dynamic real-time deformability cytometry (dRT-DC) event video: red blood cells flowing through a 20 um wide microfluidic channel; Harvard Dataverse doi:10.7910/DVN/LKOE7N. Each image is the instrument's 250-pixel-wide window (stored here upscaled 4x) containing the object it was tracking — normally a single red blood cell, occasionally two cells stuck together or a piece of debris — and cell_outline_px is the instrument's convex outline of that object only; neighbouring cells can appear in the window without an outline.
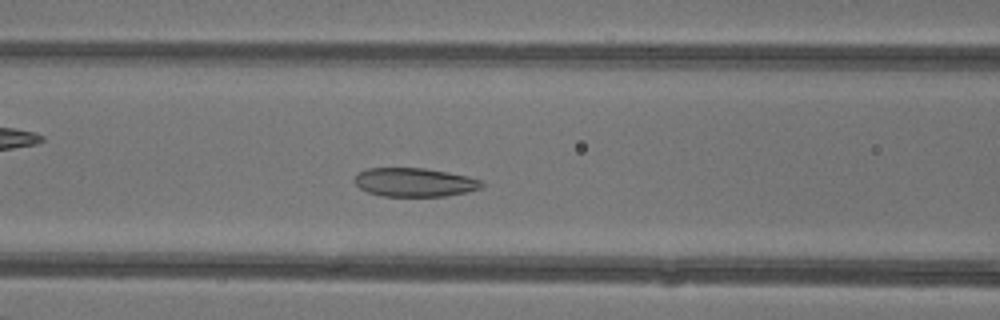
{"species": "common noctule bat (a hibernating species)", "species_latin": "Nyctalus noctula", "temperature_condition": "warm", "stored_images_in_passage": 38, "camera_frame_rate_fps": 3000, "um_per_image_px": 0.085, "animal": {"sex": "female"}, "frame": {"image": 1, "passage_image": 14, "time_ms": 4.333, "image_size_px": [1000, 320], "cell_outline_px": [[484, 184], [480, 188], [464, 192], [444, 196], [384, 196], [368, 192], [360, 188], [352, 180], [360, 172], [368, 168], [424, 168], [448, 172], [468, 176], [484, 180]], "centroid_in_image_um": [35.25, 15.49], "position_along_channel_um": 131.4, "area_um2": 21.21}}
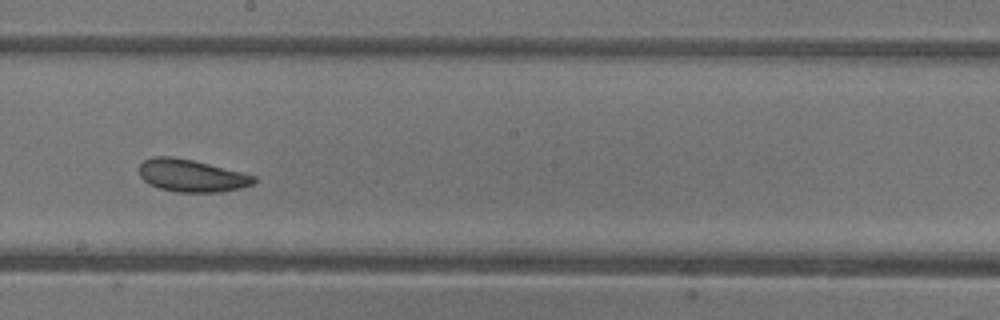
{"frame": {"image": 2, "passage_image": 21, "time_ms": 6.667, "image_size_px": [1000, 320], "cell_outline_px": [[256, 180], [252, 184], [240, 188], [220, 192], [176, 192], [160, 188], [148, 184], [140, 176], [140, 164], [144, 160], [152, 156], [172, 156], [192, 160], [256, 176]], "centroid_in_image_um": [16.25, 14.93], "position_along_channel_um": 232.0, "area_um2": 21.5}}
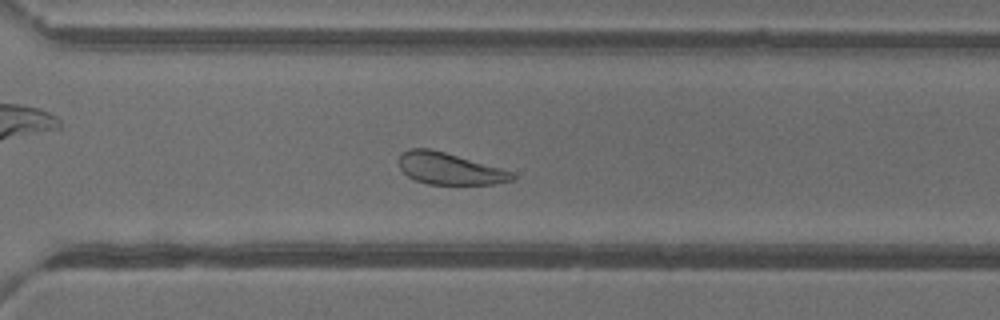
{"frame": {"image": 3, "passage_image": 28, "time_ms": 9.0, "image_size_px": [1000, 320], "cell_outline_px": [[516, 176], [512, 180], [496, 184], [428, 184], [416, 180], [408, 176], [400, 168], [400, 156], [408, 148], [428, 148], [444, 152], [516, 172]], "centroid_in_image_um": [38.25, 14.34], "position_along_channel_um": 332.3, "area_um2": 20.81}, "authors_computed_cell_mechanics": {"area_um2": 21.7039, "velocity_mm_per_s": 4.3192, "shape_relaxation_time_tau1_ms": 2.9583, "shape_relaxation_time_tau2_ms": 5.5093, "deformation_change_tau1": 0.0851, "deformation_change_tau2": 0.1289}}